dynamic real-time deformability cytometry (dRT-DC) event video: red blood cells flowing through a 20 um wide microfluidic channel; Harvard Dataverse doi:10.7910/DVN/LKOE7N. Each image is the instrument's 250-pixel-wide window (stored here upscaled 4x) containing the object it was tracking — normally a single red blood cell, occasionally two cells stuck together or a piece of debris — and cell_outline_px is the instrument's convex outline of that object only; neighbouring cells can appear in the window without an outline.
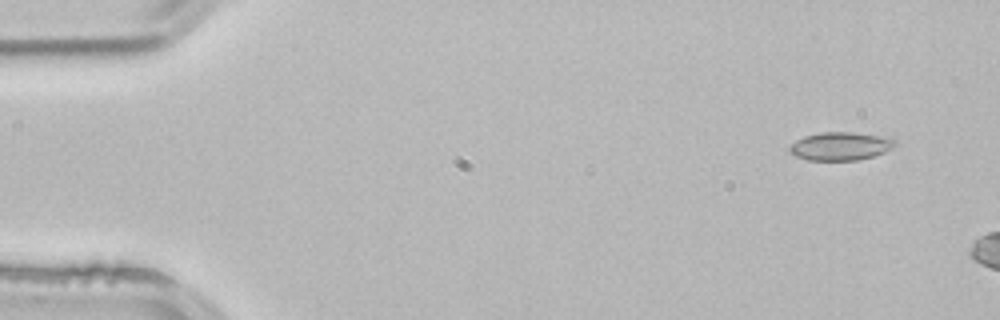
{"species": "common noctule bat (a hibernating species)", "species_latin": "Nyctalus noctula", "temperature_condition": "room temperature", "stored_images_in_passage": 3, "camera_frame_rate_fps": 3000, "um_per_image_px": 0.085, "animal": {"sex": "male", "body_mass_g": 21.5, "forearm_length_mm": 52.0}, "frame": {"image": 1, "passage_image": 1, "time_ms": 0.0, "image_size_px": [1000, 320], "cell_outline_px": [[896, 144], [892, 148], [884, 152], [872, 156], [856, 160], [808, 160], [796, 156], [788, 148], [796, 140], [804, 136], [820, 132], [852, 132], [880, 136], [896, 140]], "centroid_in_image_um": [71.43, 12.42], "position_along_channel_um": 13.6, "area_um2": 17.11}}